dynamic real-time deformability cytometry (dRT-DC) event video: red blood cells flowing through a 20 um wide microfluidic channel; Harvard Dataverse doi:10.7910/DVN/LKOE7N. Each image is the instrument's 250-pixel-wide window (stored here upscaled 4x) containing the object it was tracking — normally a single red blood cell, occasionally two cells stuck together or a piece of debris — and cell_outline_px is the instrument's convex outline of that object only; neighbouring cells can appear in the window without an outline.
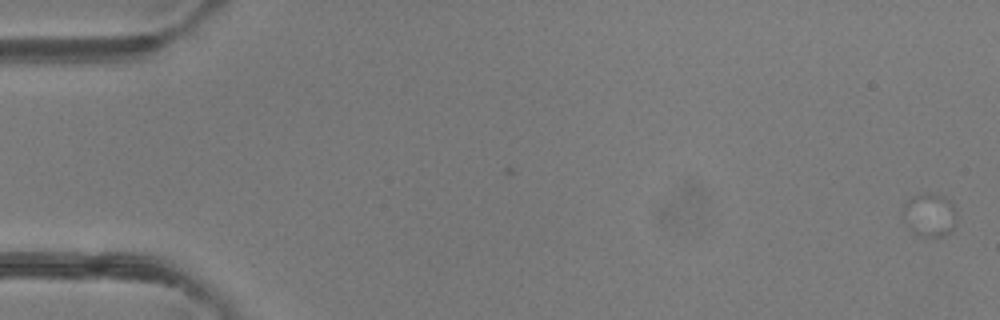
{"species": "common noctule bat (a hibernating species)", "species_latin": "Nyctalus noctula", "temperature_condition": "room temperature", "stored_images_in_passage": 4, "camera_frame_rate_fps": 3000, "um_per_image_px": 0.085, "animal": {"sex": "female"}, "frame": {"image": 1, "passage_image": 1, "time_ms": 0.0, "image_size_px": [1000, 320], "cell_outline_px": [[956, 220], [952, 232], [944, 236], [920, 236], [912, 232], [908, 224], [904, 212], [904, 204], [912, 196], [928, 192], [944, 196], [952, 200], [956, 212]], "centroid_in_image_um": [79.08, 18.25], "position_along_channel_um": 5.9, "area_um2": 13.58}}